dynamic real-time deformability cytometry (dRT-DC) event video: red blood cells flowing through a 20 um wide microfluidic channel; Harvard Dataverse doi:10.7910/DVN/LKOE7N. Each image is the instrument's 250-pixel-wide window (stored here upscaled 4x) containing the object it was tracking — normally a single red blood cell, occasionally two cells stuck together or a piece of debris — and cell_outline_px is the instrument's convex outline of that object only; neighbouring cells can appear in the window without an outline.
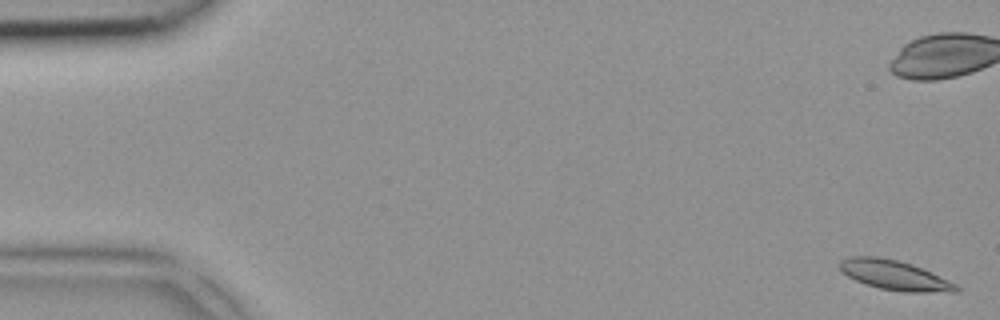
{"species": "common noctule bat (a hibernating species)", "species_latin": "Nyctalus noctula", "temperature_condition": "room temperature", "stored_images_in_passage": 8, "camera_frame_rate_fps": 3000, "um_per_image_px": 0.085, "animal": {"sex": "female", "body_mass_g": 18.4}, "frame": {"image": 1, "passage_image": 1, "time_ms": 0.0, "image_size_px": [1000, 320], "cell_outline_px": [[960, 292], [908, 292], [880, 288], [856, 280], [840, 272], [840, 260], [852, 256], [876, 256], [896, 260], [912, 264], [948, 280], [956, 284], [960, 288]], "centroid_in_image_um": [76.04, 23.39], "position_along_channel_um": 9.0, "area_um2": 19.88}}